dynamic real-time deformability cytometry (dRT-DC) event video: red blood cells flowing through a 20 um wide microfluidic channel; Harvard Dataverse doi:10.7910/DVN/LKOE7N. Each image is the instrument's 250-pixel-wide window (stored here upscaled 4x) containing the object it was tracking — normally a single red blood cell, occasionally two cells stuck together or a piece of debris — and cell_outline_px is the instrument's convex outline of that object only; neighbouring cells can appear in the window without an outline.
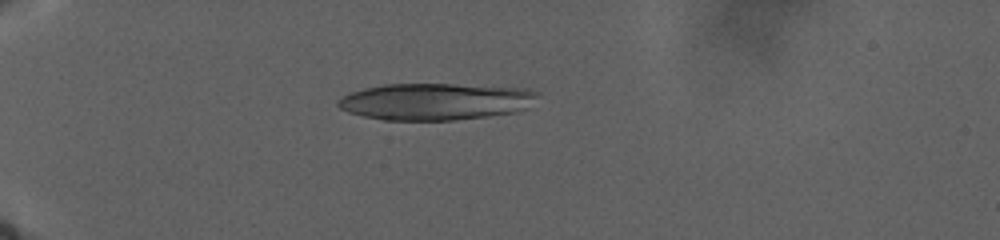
{"species": "human", "species_latin": "Homo sapiens", "temperature_condition": "warm", "stored_images_in_passage": 18, "camera_frame_rate_fps": 3000, "um_per_image_px": 0.085, "donor": {"sex": "male"}, "frame": {"image": 1, "passage_image": 2, "time_ms": 1.0, "image_size_px": [1000, 240], "cell_outline_px": [[540, 92], [528, 108], [516, 112], [488, 116], [456, 120], [384, 120], [364, 116], [348, 112], [340, 108], [336, 104], [336, 100], [340, 96], [348, 92], [364, 88], [384, 84], [452, 84], [528, 88]], "centroid_in_image_um": [37.0, 8.62], "position_along_channel_um": 48.0, "area_um2": 43.23}}
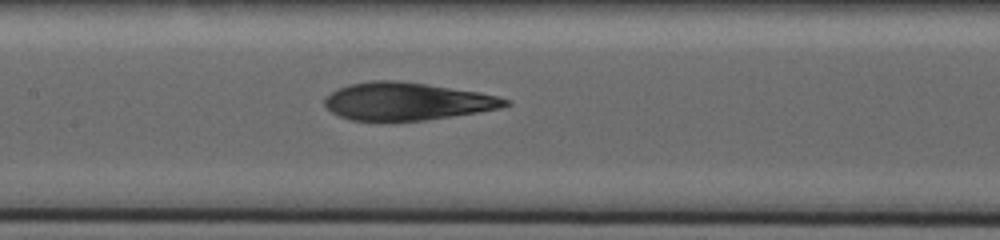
{"frame": {"image": 2, "passage_image": 11, "time_ms": 10.0, "image_size_px": [1000, 240], "cell_outline_px": [[512, 104], [500, 108], [476, 112], [424, 120], [380, 124], [348, 120], [332, 112], [324, 104], [324, 100], [332, 92], [348, 84], [372, 80], [396, 80], [480, 92], [512, 100]], "centroid_in_image_um": [34.54, 8.65], "position_along_channel_um": 172.9, "area_um2": 40.29}}
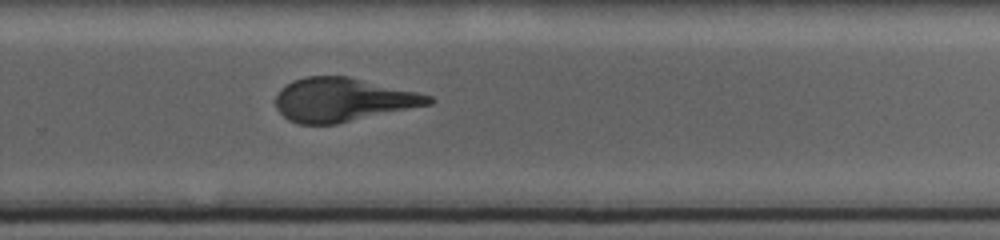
{"frame": {"image": 3, "passage_image": 18, "time_ms": 16.667, "image_size_px": [1000, 240], "cell_outline_px": [[436, 100], [432, 104], [336, 124], [300, 124], [288, 120], [276, 108], [272, 100], [280, 88], [292, 80], [304, 76], [348, 76], [420, 92], [432, 96]], "centroid_in_image_um": [29.12, 8.47], "position_along_channel_um": 300.7, "area_um2": 39.42}}